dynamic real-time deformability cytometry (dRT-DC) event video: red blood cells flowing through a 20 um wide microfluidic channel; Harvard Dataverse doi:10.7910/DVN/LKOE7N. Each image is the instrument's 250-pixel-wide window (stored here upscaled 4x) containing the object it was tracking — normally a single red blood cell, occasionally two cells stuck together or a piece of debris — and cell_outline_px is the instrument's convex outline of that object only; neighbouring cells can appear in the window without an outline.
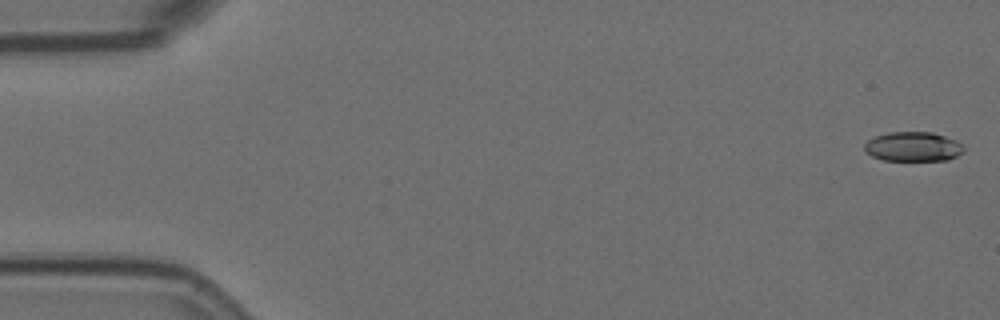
{"species": "Egyptian fruit bat (a non-hibernating species)", "species_latin": "Rousettus aegyptiacus", "temperature_condition": "room temperature", "stored_images_in_passage": 10, "camera_frame_rate_fps": 3000, "um_per_image_px": 0.085, "animal": {"sex": "female"}, "frame": {"image": 1, "passage_image": 1, "time_ms": 0.0, "image_size_px": [1000, 320], "cell_outline_px": [[964, 152], [948, 160], [884, 160], [872, 156], [864, 152], [864, 144], [868, 140], [876, 136], [888, 132], [932, 132], [956, 140], [964, 148]], "centroid_in_image_um": [77.59, 12.46], "position_along_channel_um": 7.4, "area_um2": 17.05}}
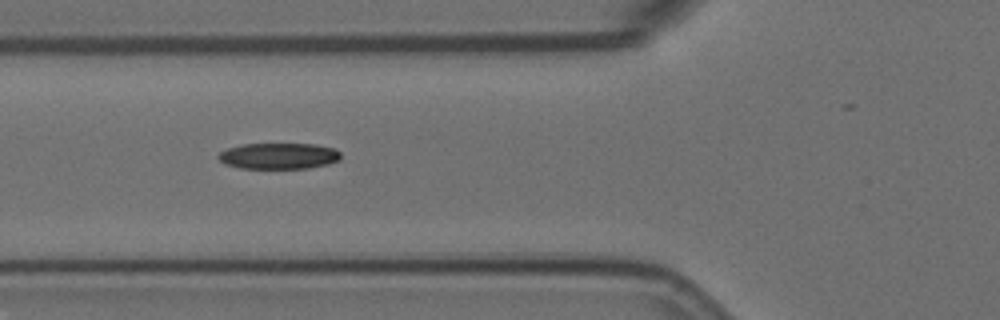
{"frame": {"image": 2, "passage_image": 7, "time_ms": 2.0, "image_size_px": [1000, 320], "cell_outline_px": [[340, 160], [328, 164], [308, 168], [240, 168], [224, 164], [216, 156], [220, 152], [228, 148], [240, 144], [316, 144], [336, 148], [340, 152]], "centroid_in_image_um": [23.7, 13.25], "position_along_channel_um": 102.1, "area_um2": 18.73}}
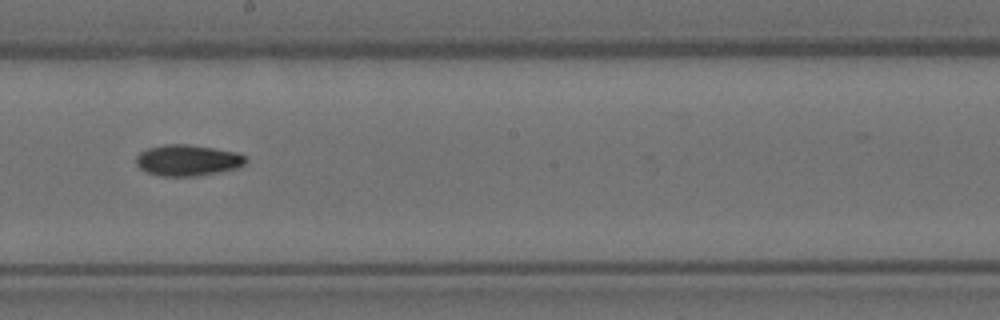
{"frame": {"image": 3, "passage_image": 10, "time_ms": 3.0, "image_size_px": [1000, 320], "cell_outline_px": [[248, 160], [244, 164], [236, 168], [196, 176], [164, 176], [148, 172], [140, 168], [136, 164], [136, 156], [140, 152], [148, 148], [164, 144], [188, 144], [236, 152], [244, 156]], "centroid_in_image_um": [15.93, 13.61], "position_along_channel_um": 232.3, "area_um2": 19.65}}